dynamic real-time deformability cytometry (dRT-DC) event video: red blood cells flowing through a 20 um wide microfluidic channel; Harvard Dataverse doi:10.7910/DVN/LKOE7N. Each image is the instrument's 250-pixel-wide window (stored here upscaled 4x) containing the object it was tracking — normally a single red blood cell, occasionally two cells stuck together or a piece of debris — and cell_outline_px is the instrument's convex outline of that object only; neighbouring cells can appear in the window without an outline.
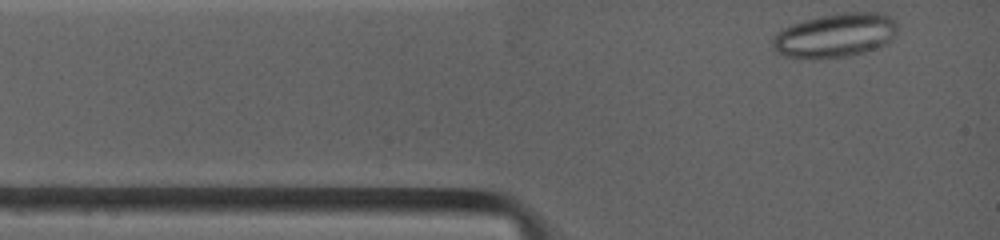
{"species": "common noctule bat (a hibernating species)", "species_latin": "Nyctalus noctula", "temperature_condition": "warm", "stored_images_in_passage": 42, "camera_frame_rate_fps": 4500, "um_per_image_px": 0.085, "animal": {"sex": "female", "body_mass_g": 19.0, "forearm_length_mm": 53.3}, "frame": {"image": 1, "passage_image": 1, "time_ms": 0.0, "image_size_px": [1000, 240], "cell_outline_px": [[896, 32], [888, 44], [864, 52], [844, 56], [784, 56], [768, 48], [776, 32], [792, 24], [804, 20], [844, 12], [884, 12], [896, 24]], "centroid_in_image_um": [70.98, 2.98], "position_along_channel_um": 14.0, "area_um2": 31.5}}
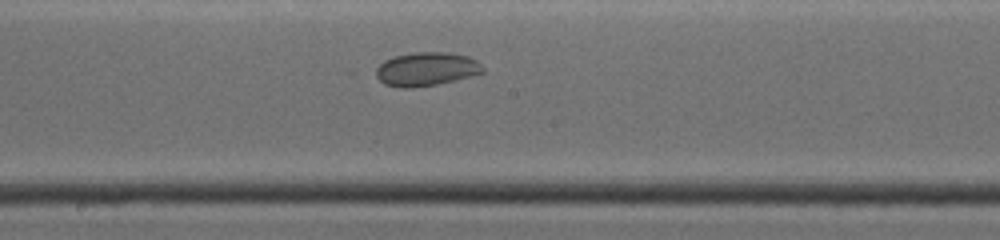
{"frame": {"image": 2, "passage_image": 24, "time_ms": 5.778, "image_size_px": [1000, 240], "cell_outline_px": [[484, 72], [472, 76], [432, 84], [384, 84], [376, 76], [376, 68], [384, 60], [392, 56], [416, 52], [448, 52], [468, 56], [476, 60], [484, 68]], "centroid_in_image_um": [36.29, 5.8], "position_along_channel_um": 211.9, "area_um2": 20.0}}
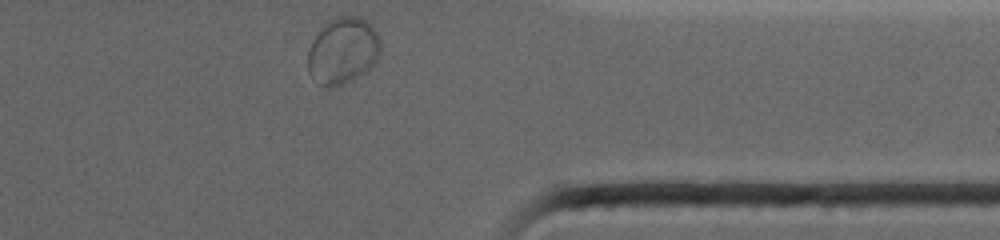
{"frame": {"image": 3, "passage_image": 42, "time_ms": 10.444, "image_size_px": [1000, 240], "cell_outline_px": [[380, 52], [376, 60], [364, 72], [340, 84], [328, 88], [320, 84], [308, 72], [308, 48], [312, 40], [332, 20], [340, 16], [356, 16], [368, 20], [372, 24], [380, 40]], "centroid_in_image_um": [29.15, 4.3], "position_along_channel_um": 382.3, "area_um2": 27.51}}